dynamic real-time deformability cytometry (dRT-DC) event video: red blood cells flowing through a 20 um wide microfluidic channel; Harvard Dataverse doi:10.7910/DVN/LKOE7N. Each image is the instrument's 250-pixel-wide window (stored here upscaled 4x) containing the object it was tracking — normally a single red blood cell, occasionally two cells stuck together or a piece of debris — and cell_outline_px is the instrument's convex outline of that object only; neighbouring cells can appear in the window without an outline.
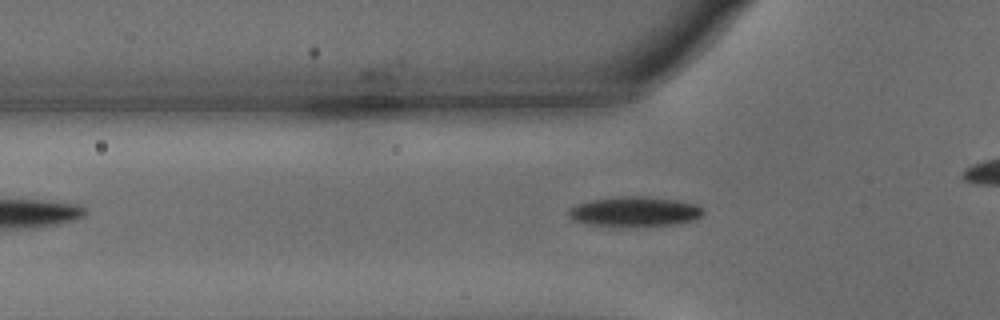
{"species": "common noctule bat (a hibernating species)", "species_latin": "Nyctalus noctula", "temperature_condition": "warm", "stored_images_in_passage": 41, "camera_frame_rate_fps": 3000, "um_per_image_px": 0.085, "animal": {"sex": "male", "body_mass_g": 15.6}, "frame": {"image": 1, "passage_image": 13, "time_ms": 4.0, "image_size_px": [1000, 320], "cell_outline_px": [[704, 212], [700, 216], [692, 220], [672, 224], [588, 224], [572, 220], [568, 216], [568, 208], [576, 204], [588, 200], [624, 196], [644, 196], [676, 200], [696, 204], [704, 208]], "centroid_in_image_um": [53.91, 17.94], "position_along_channel_um": 71.9, "area_um2": 22.66}}
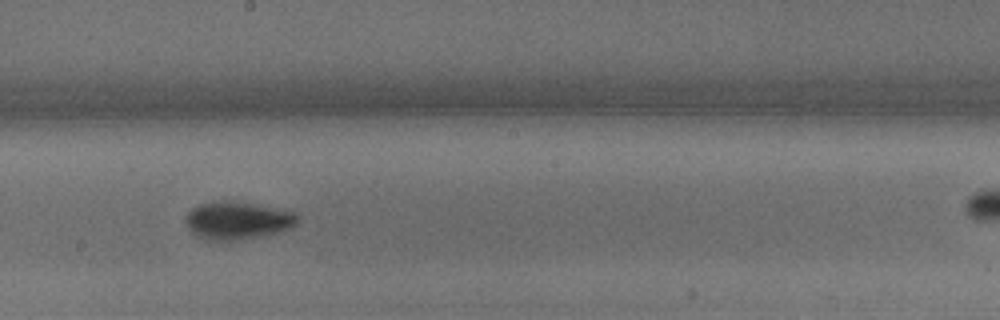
{"frame": {"image": 2, "passage_image": 26, "time_ms": 8.333, "image_size_px": [1000, 320], "cell_outline_px": [[300, 220], [292, 228], [280, 232], [260, 236], [236, 240], [208, 240], [192, 232], [184, 220], [184, 216], [192, 208], [200, 204], [216, 200], [236, 200], [292, 212], [300, 216]], "centroid_in_image_um": [20.19, 18.72], "position_along_channel_um": 228.0, "area_um2": 24.74}}
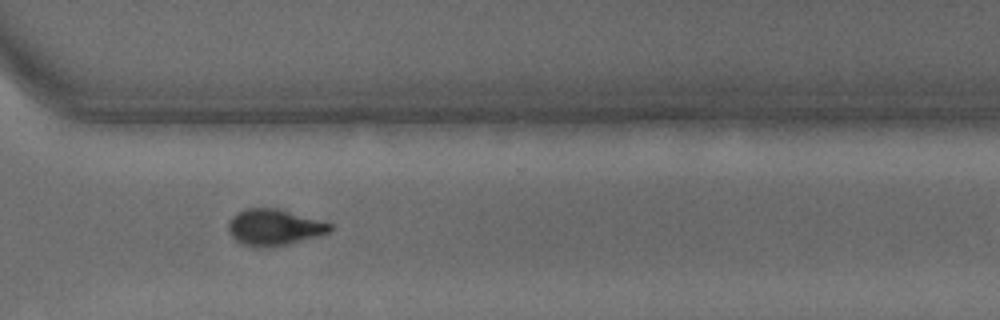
{"frame": {"image": 3, "passage_image": 36, "time_ms": 11.667, "image_size_px": [1000, 320], "cell_outline_px": [[332, 228], [328, 232], [316, 236], [284, 244], [264, 248], [256, 248], [244, 244], [236, 240], [232, 236], [228, 228], [228, 224], [232, 216], [236, 212], [244, 208], [276, 208], [332, 224]], "centroid_in_image_um": [23.23, 19.31], "position_along_channel_um": 347.4, "area_um2": 21.04}}